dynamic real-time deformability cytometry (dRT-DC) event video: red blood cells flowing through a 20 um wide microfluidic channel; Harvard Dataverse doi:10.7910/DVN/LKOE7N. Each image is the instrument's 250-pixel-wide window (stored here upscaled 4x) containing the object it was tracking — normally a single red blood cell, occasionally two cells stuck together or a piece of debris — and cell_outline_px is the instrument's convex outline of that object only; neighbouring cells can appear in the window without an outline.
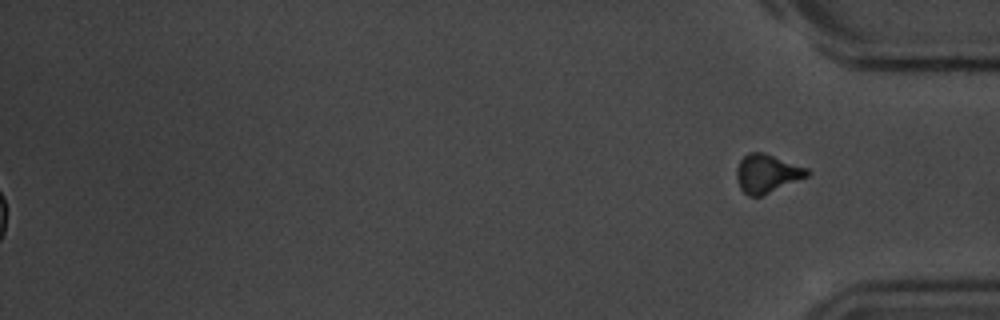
{"species": "common noctule bat (a hibernating species)", "species_latin": "Nyctalus noctula", "temperature_condition": "room temperature", "stored_images_in_passage": 46, "segment_of_instrument_passage": [2, 2], "camera_frame_rate_fps": 3000, "um_per_image_px": 0.085, "animal": {"sex": "male", "body_mass_g": 20.1, "forearm_length_mm": 53.5}, "frame": {"image": 1, "passage_image": 46, "time_ms": 15.0, "image_size_px": [1000, 320], "cell_outline_px": [[812, 172], [808, 176], [760, 196], [748, 196], [740, 188], [736, 176], [736, 168], [740, 160], [748, 152], [764, 152], [808, 168]], "centroid_in_image_um": [65.19, 14.73], "position_along_channel_um": 370.0, "area_um2": 15.78}}